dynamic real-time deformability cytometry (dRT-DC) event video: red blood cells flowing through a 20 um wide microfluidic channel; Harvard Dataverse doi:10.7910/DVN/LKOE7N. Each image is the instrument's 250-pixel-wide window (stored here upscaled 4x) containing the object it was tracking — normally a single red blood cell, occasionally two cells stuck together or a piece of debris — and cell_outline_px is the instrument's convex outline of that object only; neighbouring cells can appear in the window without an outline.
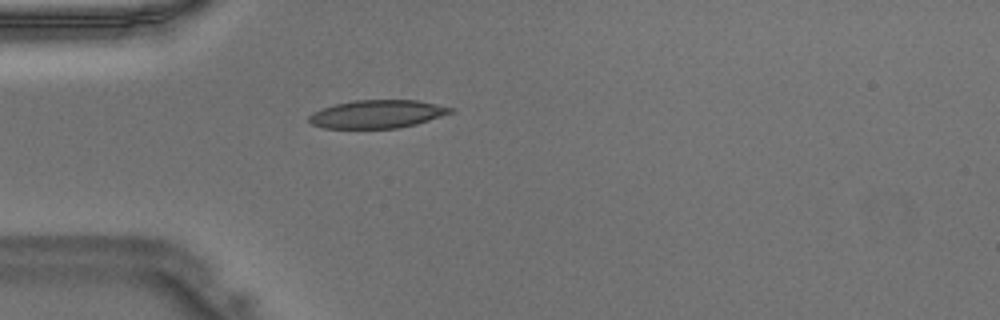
{"species": "Egyptian fruit bat (a non-hibernating species)", "species_latin": "Rousettus aegyptiacus", "temperature_condition": "warm", "stored_images_in_passage": 34, "camera_frame_rate_fps": 3000, "um_per_image_px": 0.085, "animal": {"sex": "male"}, "frame": {"image": 1, "passage_image": 1, "time_ms": 0.0, "image_size_px": [1000, 320], "cell_outline_px": [[456, 112], [416, 124], [400, 128], [324, 128], [312, 124], [308, 120], [308, 116], [312, 112], [336, 104], [356, 100], [416, 100], [456, 108]], "centroid_in_image_um": [32.12, 9.7], "position_along_channel_um": 52.9, "area_um2": 23.24}}
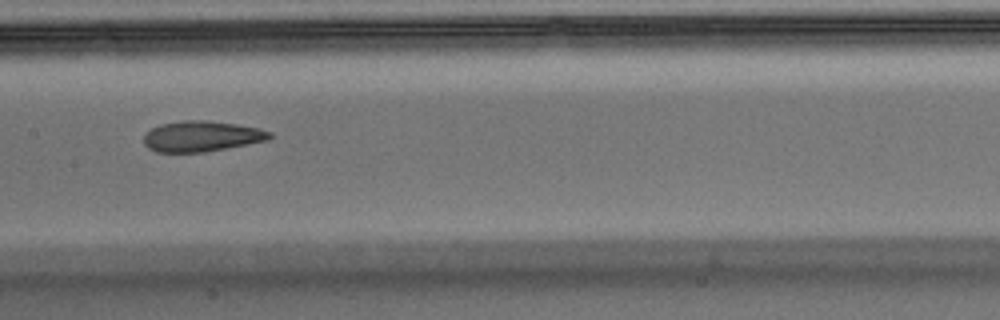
{"frame": {"image": 2, "passage_image": 11, "time_ms": 3.333, "image_size_px": [1000, 320], "cell_outline_px": [[272, 136], [268, 140], [204, 152], [156, 152], [148, 148], [144, 144], [144, 132], [160, 124], [184, 120], [208, 120], [236, 124], [260, 128], [272, 132]], "centroid_in_image_um": [17.12, 11.57], "position_along_channel_um": 190.3, "area_um2": 22.54}}
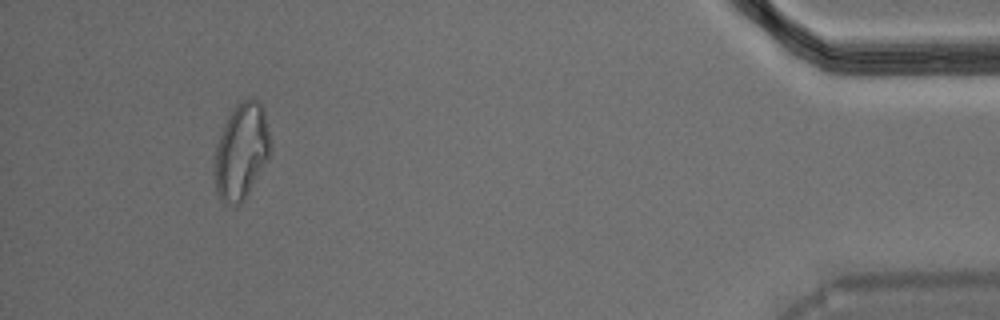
{"frame": {"image": 3, "passage_image": 31, "time_ms": 10.0, "image_size_px": [1000, 320], "cell_outline_px": [[272, 148], [268, 160], [244, 200], [236, 208], [224, 204], [220, 200], [216, 192], [212, 172], [216, 144], [224, 124], [232, 108], [240, 100], [256, 100], [264, 108], [272, 140]], "centroid_in_image_um": [20.5, 12.91], "position_along_channel_um": 414.7, "area_um2": 32.31}}